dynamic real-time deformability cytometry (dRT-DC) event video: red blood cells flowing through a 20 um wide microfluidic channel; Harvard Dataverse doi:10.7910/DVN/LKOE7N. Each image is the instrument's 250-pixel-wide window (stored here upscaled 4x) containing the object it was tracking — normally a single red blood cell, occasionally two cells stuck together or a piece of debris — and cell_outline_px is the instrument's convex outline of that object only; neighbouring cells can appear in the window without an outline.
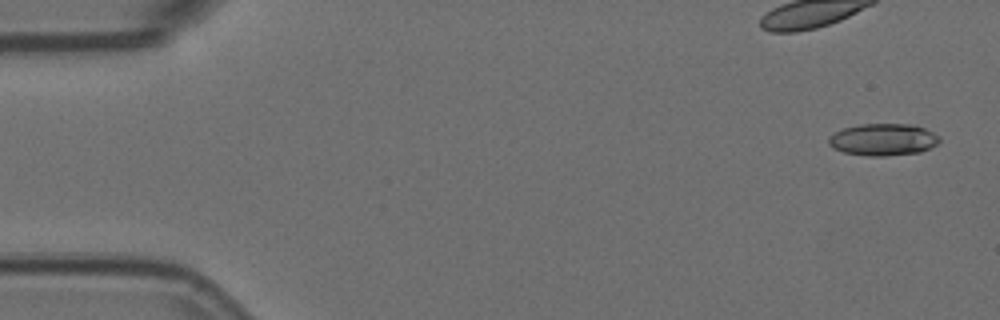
{"species": "Egyptian fruit bat (a non-hibernating species)", "species_latin": "Rousettus aegyptiacus", "temperature_condition": "room temperature", "stored_images_in_passage": 57, "camera_frame_rate_fps": 3000, "um_per_image_px": 0.085, "animal": {"sex": "female"}, "frame": {"image": 1, "passage_image": 3, "time_ms": 0.667, "image_size_px": [1000, 320], "cell_outline_px": [[940, 140], [936, 144], [920, 152], [888, 156], [868, 156], [844, 152], [832, 148], [828, 144], [828, 136], [844, 128], [860, 124], [912, 124], [924, 128], [940, 136]], "centroid_in_image_um": [75.05, 11.86], "position_along_channel_um": 10.0, "area_um2": 20.69}}
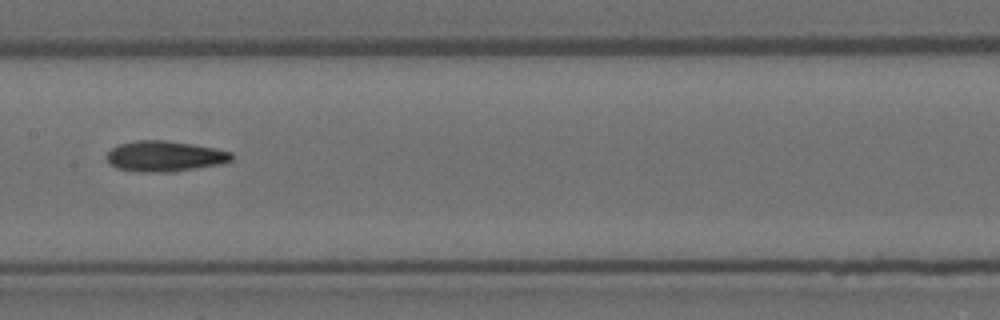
{"frame": {"image": 2, "passage_image": 29, "time_ms": 9.333, "image_size_px": [1000, 320], "cell_outline_px": [[232, 160], [220, 164], [172, 172], [140, 172], [116, 168], [108, 164], [108, 152], [112, 148], [120, 144], [136, 140], [164, 140], [192, 144], [216, 148], [232, 152]], "centroid_in_image_um": [14.0, 13.28], "position_along_channel_um": 193.4, "area_um2": 22.25}}
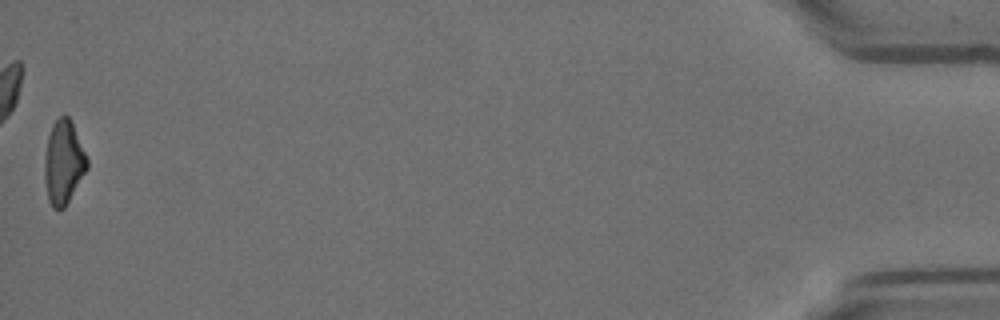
{"frame": {"image": 3, "passage_image": 57, "time_ms": 18.667, "image_size_px": [1000, 320], "cell_outline_px": [[88, 168], [64, 208], [52, 208], [48, 200], [44, 180], [44, 160], [48, 136], [52, 124], [64, 112], [72, 120], [88, 160]], "centroid_in_image_um": [5.39, 13.77], "position_along_channel_um": 429.8, "area_um2": 20.87}, "authors_computed_cell_mechanics": {"area_um2": 21.0392, "velocity_mm_per_s": 3.5926, "shape_relaxation_time_tau1_ms": null, "shape_relaxation_time_tau2_ms": 8.1582, "deformation_change_tau1": null, "deformation_change_tau2": 0.1883}}